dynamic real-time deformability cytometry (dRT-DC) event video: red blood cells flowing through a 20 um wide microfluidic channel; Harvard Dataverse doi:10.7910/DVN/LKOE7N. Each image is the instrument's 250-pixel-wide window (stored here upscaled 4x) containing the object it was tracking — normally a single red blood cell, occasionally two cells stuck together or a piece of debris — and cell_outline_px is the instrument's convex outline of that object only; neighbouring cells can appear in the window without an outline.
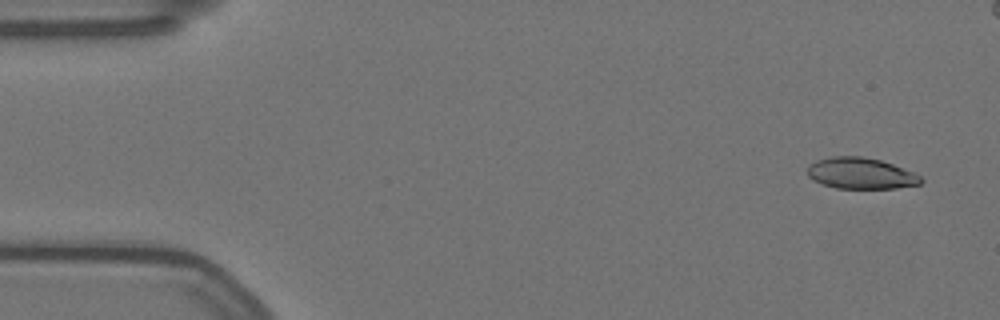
{"species": "Egyptian fruit bat (a non-hibernating species)", "species_latin": "Rousettus aegyptiacus", "temperature_condition": "warm", "stored_images_in_passage": 58, "camera_frame_rate_fps": 3000, "um_per_image_px": 0.085, "animal": {"sex": "female"}, "frame": {"image": 1, "passage_image": 3, "time_ms": 0.667, "image_size_px": [1000, 320], "cell_outline_px": [[924, 180], [920, 184], [896, 188], [836, 188], [812, 180], [808, 176], [808, 164], [816, 160], [832, 156], [860, 156], [880, 160], [892, 164], [912, 172], [920, 176]], "centroid_in_image_um": [73.14, 14.73], "position_along_channel_um": 11.9, "area_um2": 20.52}}
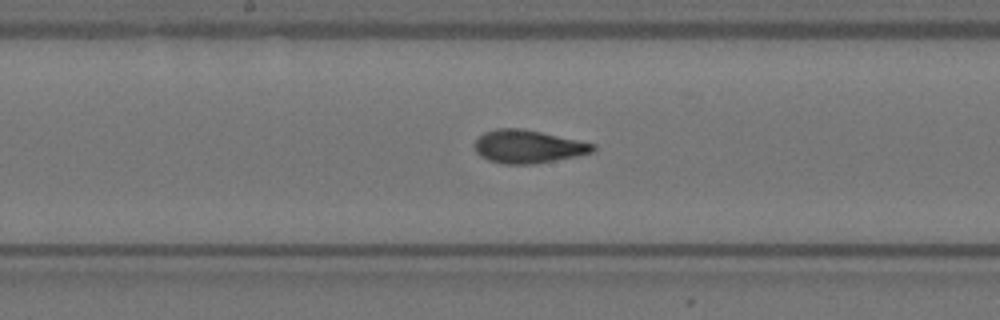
{"frame": {"image": 2, "passage_image": 29, "time_ms": 9.333, "image_size_px": [1000, 320], "cell_outline_px": [[596, 148], [592, 152], [576, 156], [532, 164], [504, 164], [488, 160], [480, 156], [476, 152], [472, 144], [484, 132], [496, 128], [520, 128], [540, 132], [596, 144]], "centroid_in_image_um": [44.83, 12.46], "position_along_channel_um": 203.4, "area_um2": 22.72}}
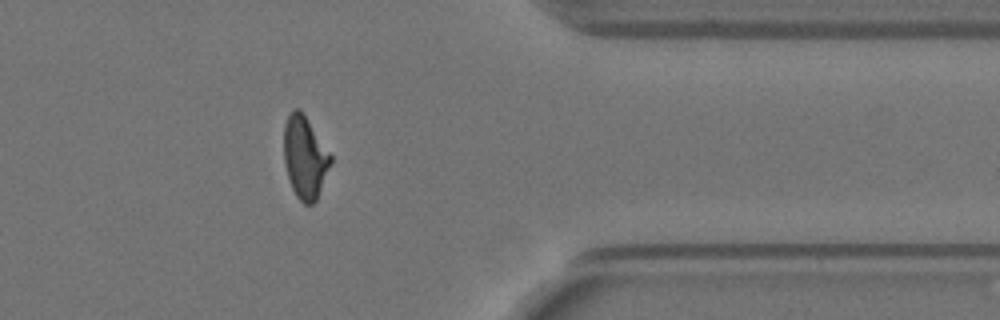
{"frame": {"image": 3, "passage_image": 46, "time_ms": 15.0, "image_size_px": [1000, 320], "cell_outline_px": [[332, 164], [316, 200], [312, 204], [304, 204], [296, 196], [292, 188], [284, 164], [284, 124], [292, 108], [300, 108], [332, 156]], "centroid_in_image_um": [25.91, 13.37], "position_along_channel_um": 385.5, "area_um2": 22.48}, "authors_computed_cell_mechanics": {"area_um2": 22.4264, "velocity_mm_per_s": 3.5337, "shape_relaxation_time_tau1_ms": 4.3863, "shape_relaxation_time_tau2_ms": 1.6795, "deformation_change_tau1": 0.1794, "deformation_change_tau2": 0.0863}}